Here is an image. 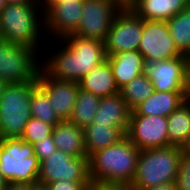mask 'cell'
I'll return each mask as SVG.
<instances>
[{"mask_svg":"<svg viewBox=\"0 0 190 190\" xmlns=\"http://www.w3.org/2000/svg\"><path fill=\"white\" fill-rule=\"evenodd\" d=\"M119 90L144 73L145 61L138 50L125 51L106 56Z\"/></svg>","mask_w":190,"mask_h":190,"instance_id":"17","label":"cell"},{"mask_svg":"<svg viewBox=\"0 0 190 190\" xmlns=\"http://www.w3.org/2000/svg\"><path fill=\"white\" fill-rule=\"evenodd\" d=\"M37 85L46 93L59 118L62 121L69 120L79 90L78 82L52 78L41 68Z\"/></svg>","mask_w":190,"mask_h":190,"instance_id":"15","label":"cell"},{"mask_svg":"<svg viewBox=\"0 0 190 190\" xmlns=\"http://www.w3.org/2000/svg\"><path fill=\"white\" fill-rule=\"evenodd\" d=\"M53 126L39 119L30 118L21 139L31 145L52 135Z\"/></svg>","mask_w":190,"mask_h":190,"instance_id":"28","label":"cell"},{"mask_svg":"<svg viewBox=\"0 0 190 190\" xmlns=\"http://www.w3.org/2000/svg\"><path fill=\"white\" fill-rule=\"evenodd\" d=\"M119 12L111 0H84L81 22L73 34L104 42Z\"/></svg>","mask_w":190,"mask_h":190,"instance_id":"9","label":"cell"},{"mask_svg":"<svg viewBox=\"0 0 190 190\" xmlns=\"http://www.w3.org/2000/svg\"><path fill=\"white\" fill-rule=\"evenodd\" d=\"M101 97L79 88L72 115L68 121L84 129L93 123Z\"/></svg>","mask_w":190,"mask_h":190,"instance_id":"24","label":"cell"},{"mask_svg":"<svg viewBox=\"0 0 190 190\" xmlns=\"http://www.w3.org/2000/svg\"><path fill=\"white\" fill-rule=\"evenodd\" d=\"M140 150L125 136L89 158L91 183L131 184Z\"/></svg>","mask_w":190,"mask_h":190,"instance_id":"3","label":"cell"},{"mask_svg":"<svg viewBox=\"0 0 190 190\" xmlns=\"http://www.w3.org/2000/svg\"><path fill=\"white\" fill-rule=\"evenodd\" d=\"M42 55L30 47L0 42V78L8 84L35 81L41 69Z\"/></svg>","mask_w":190,"mask_h":190,"instance_id":"7","label":"cell"},{"mask_svg":"<svg viewBox=\"0 0 190 190\" xmlns=\"http://www.w3.org/2000/svg\"><path fill=\"white\" fill-rule=\"evenodd\" d=\"M154 92L153 83L143 73L120 89V94L132 111Z\"/></svg>","mask_w":190,"mask_h":190,"instance_id":"26","label":"cell"},{"mask_svg":"<svg viewBox=\"0 0 190 190\" xmlns=\"http://www.w3.org/2000/svg\"><path fill=\"white\" fill-rule=\"evenodd\" d=\"M190 97V91L154 90L146 100L136 106L130 116H162L168 117Z\"/></svg>","mask_w":190,"mask_h":190,"instance_id":"16","label":"cell"},{"mask_svg":"<svg viewBox=\"0 0 190 190\" xmlns=\"http://www.w3.org/2000/svg\"><path fill=\"white\" fill-rule=\"evenodd\" d=\"M3 40L2 34H1V30H0V42Z\"/></svg>","mask_w":190,"mask_h":190,"instance_id":"44","label":"cell"},{"mask_svg":"<svg viewBox=\"0 0 190 190\" xmlns=\"http://www.w3.org/2000/svg\"><path fill=\"white\" fill-rule=\"evenodd\" d=\"M0 30L3 40L30 47L40 53V47L45 44L43 40L47 38L44 11L37 0L27 4H6L0 14Z\"/></svg>","mask_w":190,"mask_h":190,"instance_id":"2","label":"cell"},{"mask_svg":"<svg viewBox=\"0 0 190 190\" xmlns=\"http://www.w3.org/2000/svg\"><path fill=\"white\" fill-rule=\"evenodd\" d=\"M85 152L90 158L95 152L118 143L126 134L117 127L103 124H90L84 129Z\"/></svg>","mask_w":190,"mask_h":190,"instance_id":"22","label":"cell"},{"mask_svg":"<svg viewBox=\"0 0 190 190\" xmlns=\"http://www.w3.org/2000/svg\"><path fill=\"white\" fill-rule=\"evenodd\" d=\"M84 0H58L44 11V31L47 39H61L73 34L81 22ZM51 38V39H49Z\"/></svg>","mask_w":190,"mask_h":190,"instance_id":"13","label":"cell"},{"mask_svg":"<svg viewBox=\"0 0 190 190\" xmlns=\"http://www.w3.org/2000/svg\"><path fill=\"white\" fill-rule=\"evenodd\" d=\"M28 190H49V188L44 182L35 181L28 184Z\"/></svg>","mask_w":190,"mask_h":190,"instance_id":"35","label":"cell"},{"mask_svg":"<svg viewBox=\"0 0 190 190\" xmlns=\"http://www.w3.org/2000/svg\"><path fill=\"white\" fill-rule=\"evenodd\" d=\"M147 190H177V186L175 183H169L165 185L155 186Z\"/></svg>","mask_w":190,"mask_h":190,"instance_id":"36","label":"cell"},{"mask_svg":"<svg viewBox=\"0 0 190 190\" xmlns=\"http://www.w3.org/2000/svg\"><path fill=\"white\" fill-rule=\"evenodd\" d=\"M182 153V148L172 145L140 150L131 183L133 189L147 190L175 183Z\"/></svg>","mask_w":190,"mask_h":190,"instance_id":"4","label":"cell"},{"mask_svg":"<svg viewBox=\"0 0 190 190\" xmlns=\"http://www.w3.org/2000/svg\"><path fill=\"white\" fill-rule=\"evenodd\" d=\"M31 0H5L6 4H27Z\"/></svg>","mask_w":190,"mask_h":190,"instance_id":"38","label":"cell"},{"mask_svg":"<svg viewBox=\"0 0 190 190\" xmlns=\"http://www.w3.org/2000/svg\"><path fill=\"white\" fill-rule=\"evenodd\" d=\"M126 137L139 150L169 146L167 117L130 116Z\"/></svg>","mask_w":190,"mask_h":190,"instance_id":"14","label":"cell"},{"mask_svg":"<svg viewBox=\"0 0 190 190\" xmlns=\"http://www.w3.org/2000/svg\"><path fill=\"white\" fill-rule=\"evenodd\" d=\"M39 171L31 144L21 138L0 139V172L6 182L33 183L38 181Z\"/></svg>","mask_w":190,"mask_h":190,"instance_id":"6","label":"cell"},{"mask_svg":"<svg viewBox=\"0 0 190 190\" xmlns=\"http://www.w3.org/2000/svg\"><path fill=\"white\" fill-rule=\"evenodd\" d=\"M3 190H28V184L7 182Z\"/></svg>","mask_w":190,"mask_h":190,"instance_id":"34","label":"cell"},{"mask_svg":"<svg viewBox=\"0 0 190 190\" xmlns=\"http://www.w3.org/2000/svg\"><path fill=\"white\" fill-rule=\"evenodd\" d=\"M144 74L153 83L154 90L190 91L188 56L145 63Z\"/></svg>","mask_w":190,"mask_h":190,"instance_id":"8","label":"cell"},{"mask_svg":"<svg viewBox=\"0 0 190 190\" xmlns=\"http://www.w3.org/2000/svg\"><path fill=\"white\" fill-rule=\"evenodd\" d=\"M171 38L177 49L186 56L190 55V5L167 21Z\"/></svg>","mask_w":190,"mask_h":190,"instance_id":"25","label":"cell"},{"mask_svg":"<svg viewBox=\"0 0 190 190\" xmlns=\"http://www.w3.org/2000/svg\"><path fill=\"white\" fill-rule=\"evenodd\" d=\"M52 137L58 150L72 157H87L84 131L76 124L65 120L53 127Z\"/></svg>","mask_w":190,"mask_h":190,"instance_id":"21","label":"cell"},{"mask_svg":"<svg viewBox=\"0 0 190 190\" xmlns=\"http://www.w3.org/2000/svg\"><path fill=\"white\" fill-rule=\"evenodd\" d=\"M131 110L120 93L102 97L93 124L120 128L125 134L128 129Z\"/></svg>","mask_w":190,"mask_h":190,"instance_id":"18","label":"cell"},{"mask_svg":"<svg viewBox=\"0 0 190 190\" xmlns=\"http://www.w3.org/2000/svg\"><path fill=\"white\" fill-rule=\"evenodd\" d=\"M167 120L169 145L183 148L190 139V97Z\"/></svg>","mask_w":190,"mask_h":190,"instance_id":"23","label":"cell"},{"mask_svg":"<svg viewBox=\"0 0 190 190\" xmlns=\"http://www.w3.org/2000/svg\"><path fill=\"white\" fill-rule=\"evenodd\" d=\"M52 45L51 53H43L41 68L55 79L78 82L106 60L104 42L97 39L70 34L53 39Z\"/></svg>","mask_w":190,"mask_h":190,"instance_id":"1","label":"cell"},{"mask_svg":"<svg viewBox=\"0 0 190 190\" xmlns=\"http://www.w3.org/2000/svg\"><path fill=\"white\" fill-rule=\"evenodd\" d=\"M34 150V155L39 162L50 157L54 152H56L57 146L53 141L52 135L45 138L43 141L35 143L32 145Z\"/></svg>","mask_w":190,"mask_h":190,"instance_id":"30","label":"cell"},{"mask_svg":"<svg viewBox=\"0 0 190 190\" xmlns=\"http://www.w3.org/2000/svg\"><path fill=\"white\" fill-rule=\"evenodd\" d=\"M91 181L89 177V158L72 157L57 150L40 162L38 181L45 184L54 181Z\"/></svg>","mask_w":190,"mask_h":190,"instance_id":"12","label":"cell"},{"mask_svg":"<svg viewBox=\"0 0 190 190\" xmlns=\"http://www.w3.org/2000/svg\"><path fill=\"white\" fill-rule=\"evenodd\" d=\"M5 6H6L5 0H0V14L2 13Z\"/></svg>","mask_w":190,"mask_h":190,"instance_id":"42","label":"cell"},{"mask_svg":"<svg viewBox=\"0 0 190 190\" xmlns=\"http://www.w3.org/2000/svg\"><path fill=\"white\" fill-rule=\"evenodd\" d=\"M90 190H135L131 184L92 183Z\"/></svg>","mask_w":190,"mask_h":190,"instance_id":"32","label":"cell"},{"mask_svg":"<svg viewBox=\"0 0 190 190\" xmlns=\"http://www.w3.org/2000/svg\"><path fill=\"white\" fill-rule=\"evenodd\" d=\"M32 82L8 84L0 96V139L21 138L31 116Z\"/></svg>","mask_w":190,"mask_h":190,"instance_id":"5","label":"cell"},{"mask_svg":"<svg viewBox=\"0 0 190 190\" xmlns=\"http://www.w3.org/2000/svg\"><path fill=\"white\" fill-rule=\"evenodd\" d=\"M30 108L33 118L53 127L62 121L53 109L46 93L38 85L32 90Z\"/></svg>","mask_w":190,"mask_h":190,"instance_id":"27","label":"cell"},{"mask_svg":"<svg viewBox=\"0 0 190 190\" xmlns=\"http://www.w3.org/2000/svg\"><path fill=\"white\" fill-rule=\"evenodd\" d=\"M40 8L45 11L50 5H52L53 3H55L58 0H37Z\"/></svg>","mask_w":190,"mask_h":190,"instance_id":"37","label":"cell"},{"mask_svg":"<svg viewBox=\"0 0 190 190\" xmlns=\"http://www.w3.org/2000/svg\"><path fill=\"white\" fill-rule=\"evenodd\" d=\"M177 190H190V156L182 153L176 177Z\"/></svg>","mask_w":190,"mask_h":190,"instance_id":"29","label":"cell"},{"mask_svg":"<svg viewBox=\"0 0 190 190\" xmlns=\"http://www.w3.org/2000/svg\"><path fill=\"white\" fill-rule=\"evenodd\" d=\"M183 153L187 154L188 156H190V139L188 140V142L183 146L182 148Z\"/></svg>","mask_w":190,"mask_h":190,"instance_id":"40","label":"cell"},{"mask_svg":"<svg viewBox=\"0 0 190 190\" xmlns=\"http://www.w3.org/2000/svg\"><path fill=\"white\" fill-rule=\"evenodd\" d=\"M120 11L132 10L138 0H111Z\"/></svg>","mask_w":190,"mask_h":190,"instance_id":"33","label":"cell"},{"mask_svg":"<svg viewBox=\"0 0 190 190\" xmlns=\"http://www.w3.org/2000/svg\"><path fill=\"white\" fill-rule=\"evenodd\" d=\"M6 180L4 179V177L2 176L1 172H0V190H3L5 185H6Z\"/></svg>","mask_w":190,"mask_h":190,"instance_id":"41","label":"cell"},{"mask_svg":"<svg viewBox=\"0 0 190 190\" xmlns=\"http://www.w3.org/2000/svg\"><path fill=\"white\" fill-rule=\"evenodd\" d=\"M91 181H54L48 183L49 190H90Z\"/></svg>","mask_w":190,"mask_h":190,"instance_id":"31","label":"cell"},{"mask_svg":"<svg viewBox=\"0 0 190 190\" xmlns=\"http://www.w3.org/2000/svg\"><path fill=\"white\" fill-rule=\"evenodd\" d=\"M143 33V19L132 10L120 11L104 41L105 54L138 50Z\"/></svg>","mask_w":190,"mask_h":190,"instance_id":"11","label":"cell"},{"mask_svg":"<svg viewBox=\"0 0 190 190\" xmlns=\"http://www.w3.org/2000/svg\"><path fill=\"white\" fill-rule=\"evenodd\" d=\"M7 85L8 83L4 79L0 78V96L3 94Z\"/></svg>","mask_w":190,"mask_h":190,"instance_id":"39","label":"cell"},{"mask_svg":"<svg viewBox=\"0 0 190 190\" xmlns=\"http://www.w3.org/2000/svg\"><path fill=\"white\" fill-rule=\"evenodd\" d=\"M188 66H189V80H190V55L188 56Z\"/></svg>","mask_w":190,"mask_h":190,"instance_id":"43","label":"cell"},{"mask_svg":"<svg viewBox=\"0 0 190 190\" xmlns=\"http://www.w3.org/2000/svg\"><path fill=\"white\" fill-rule=\"evenodd\" d=\"M78 84L80 89L101 98L120 93L107 59L83 76Z\"/></svg>","mask_w":190,"mask_h":190,"instance_id":"19","label":"cell"},{"mask_svg":"<svg viewBox=\"0 0 190 190\" xmlns=\"http://www.w3.org/2000/svg\"><path fill=\"white\" fill-rule=\"evenodd\" d=\"M138 51L145 63L164 61L183 55L171 38L167 21L143 20V33Z\"/></svg>","mask_w":190,"mask_h":190,"instance_id":"10","label":"cell"},{"mask_svg":"<svg viewBox=\"0 0 190 190\" xmlns=\"http://www.w3.org/2000/svg\"><path fill=\"white\" fill-rule=\"evenodd\" d=\"M189 5L190 0H138L132 11L143 20L168 21Z\"/></svg>","mask_w":190,"mask_h":190,"instance_id":"20","label":"cell"}]
</instances>
